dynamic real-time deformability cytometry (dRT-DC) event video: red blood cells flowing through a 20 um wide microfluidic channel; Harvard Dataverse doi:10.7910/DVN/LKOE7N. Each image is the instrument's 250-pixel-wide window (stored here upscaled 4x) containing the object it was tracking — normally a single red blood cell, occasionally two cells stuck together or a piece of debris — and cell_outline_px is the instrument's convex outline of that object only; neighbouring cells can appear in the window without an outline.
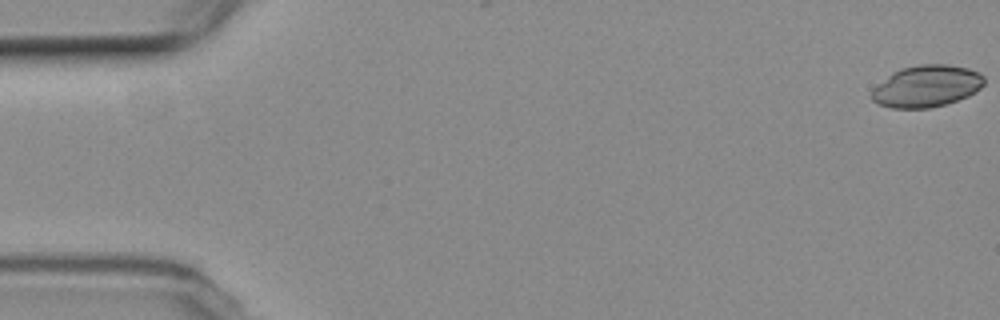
{"species": "common noctule bat (a hibernating species)", "species_latin": "Nyctalus noctula", "temperature_condition": "room temperature", "stored_images_in_passage": 7, "camera_frame_rate_fps": 3000, "um_per_image_px": 0.085, "animal": {"sex": "female", "body_mass_g": 19.3, "forearm_length_mm": 54.1}, "frame": {"image": 1, "passage_image": 1, "time_ms": 0.0, "image_size_px": [1000, 320], "cell_outline_px": [[984, 84], [980, 88], [968, 96], [944, 104], [928, 108], [892, 108], [880, 104], [872, 100], [872, 88], [892, 72], [900, 68], [920, 64], [948, 64], [968, 68], [980, 72], [984, 76]], "centroid_in_image_um": [78.76, 7.31], "position_along_channel_um": 6.2, "area_um2": 27.4}}